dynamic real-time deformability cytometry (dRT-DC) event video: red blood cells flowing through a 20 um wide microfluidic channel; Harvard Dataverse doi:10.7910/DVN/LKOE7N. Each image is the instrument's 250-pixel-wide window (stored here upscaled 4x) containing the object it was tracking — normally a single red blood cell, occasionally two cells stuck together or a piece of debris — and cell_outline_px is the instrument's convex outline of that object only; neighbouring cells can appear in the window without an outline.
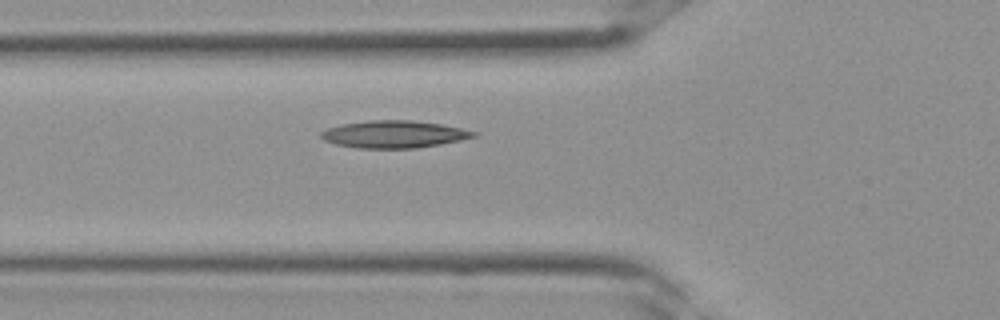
{"species": "Egyptian fruit bat (a non-hibernating species)", "species_latin": "Rousettus aegyptiacus", "temperature_condition": "room temperature", "stored_images_in_passage": 31, "segment_of_instrument_passage": [1, 2], "camera_frame_rate_fps": 3000, "um_per_image_px": 0.085, "frame": {"image": 1, "passage_image": 8, "time_ms": 2.333, "image_size_px": [1000, 320], "cell_outline_px": [[480, 132], [476, 136], [460, 140], [440, 144], [416, 148], [356, 148], [336, 144], [324, 140], [320, 136], [320, 132], [328, 128], [340, 124], [368, 120], [412, 120], [440, 124]], "centroid_in_image_um": [33.48, 11.41], "position_along_channel_um": 92.3, "area_um2": 24.28}}
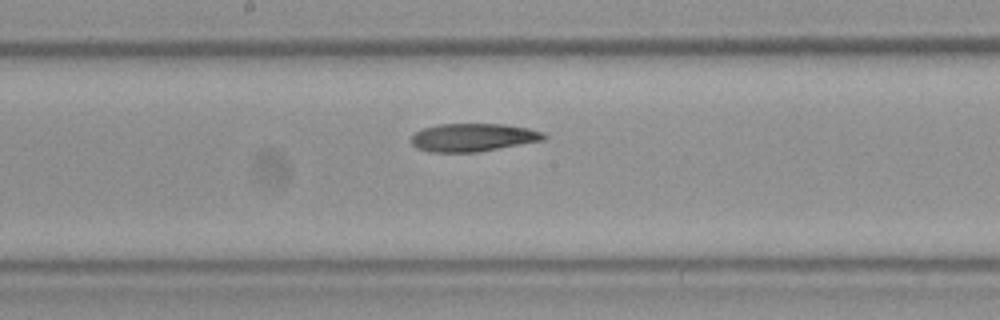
{"frame": {"image": 2, "passage_image": 14, "time_ms": 4.333, "image_size_px": [1000, 320], "cell_outline_px": [[548, 136], [544, 140], [476, 152], [428, 152], [416, 148], [412, 144], [412, 136], [416, 132], [424, 128], [440, 124], [508, 124], [528, 128], [544, 132]], "centroid_in_image_um": [40.23, 11.68], "position_along_channel_um": 208.0, "area_um2": 21.68}}
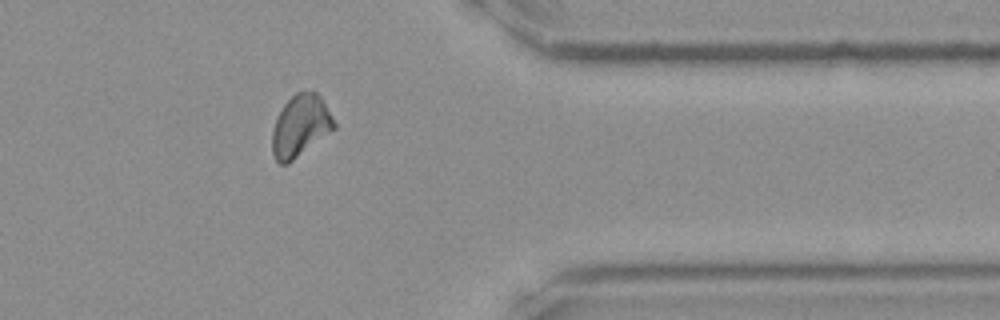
{"frame": {"image": 3, "passage_image": 24, "time_ms": 7.667, "image_size_px": [1000, 320], "cell_outline_px": [[336, 128], [288, 164], [280, 164], [276, 160], [272, 152], [272, 132], [276, 116], [284, 104], [296, 92], [316, 92], [320, 96], [336, 124]], "centroid_in_image_um": [25.51, 10.72], "position_along_channel_um": 385.9, "area_um2": 22.14}}